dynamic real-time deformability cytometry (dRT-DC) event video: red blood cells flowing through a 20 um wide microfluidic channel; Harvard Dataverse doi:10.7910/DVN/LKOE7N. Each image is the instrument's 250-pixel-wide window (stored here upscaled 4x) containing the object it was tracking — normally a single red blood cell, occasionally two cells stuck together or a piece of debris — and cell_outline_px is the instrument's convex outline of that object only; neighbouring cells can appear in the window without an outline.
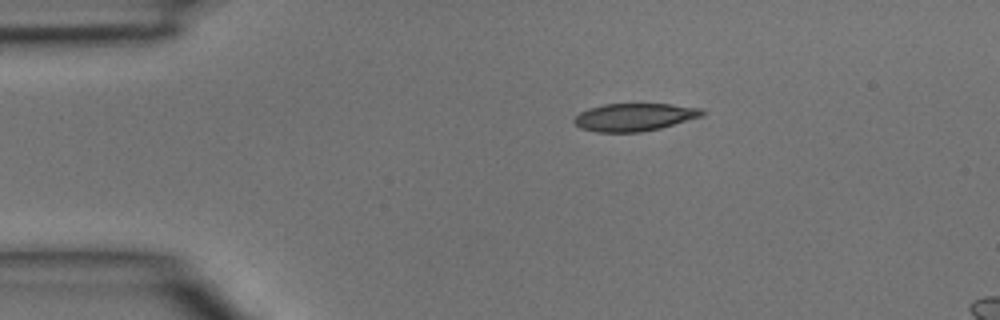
{"species": "common noctule bat (a hibernating species)", "species_latin": "Nyctalus noctula", "temperature_condition": "room temperature", "stored_images_in_passage": 3, "camera_frame_rate_fps": 3000, "um_per_image_px": 0.085, "animal": {"sex": "male", "body_mass_g": 15.6}, "frame": {"image": 1, "passage_image": 1, "time_ms": 0.0, "image_size_px": [1000, 320], "cell_outline_px": [[708, 112], [704, 116], [660, 128], [640, 132], [596, 132], [580, 128], [572, 120], [580, 112], [588, 108], [604, 104], [672, 104], [704, 108]], "centroid_in_image_um": [53.98, 9.95], "position_along_channel_um": 31.0, "area_um2": 20.92}}